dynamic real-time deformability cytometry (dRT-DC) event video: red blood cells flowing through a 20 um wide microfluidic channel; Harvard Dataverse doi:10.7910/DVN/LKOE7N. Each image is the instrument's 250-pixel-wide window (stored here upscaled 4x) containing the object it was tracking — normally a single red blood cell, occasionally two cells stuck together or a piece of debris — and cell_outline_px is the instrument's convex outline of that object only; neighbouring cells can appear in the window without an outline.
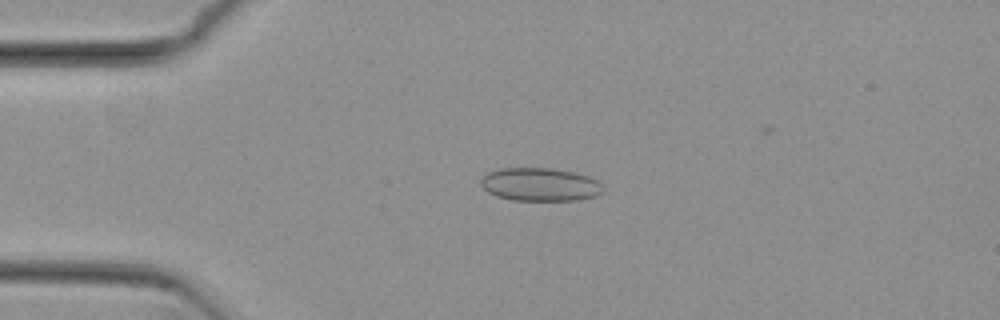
{"species": "common noctule bat (a hibernating species)", "species_latin": "Nyctalus noctula", "temperature_condition": "cold", "stored_images_in_passage": 52, "camera_frame_rate_fps": 3000, "um_per_image_px": 0.085, "animal": {"sex": "female", "body_mass_g": 29.2, "forearm_length_mm": 56.3}, "frame": {"image": 1, "passage_image": 11, "time_ms": 3.333, "image_size_px": [1000, 320], "cell_outline_px": [[604, 192], [596, 196], [576, 200], [512, 200], [496, 196], [488, 192], [480, 184], [480, 180], [488, 172], [500, 168], [552, 168], [572, 172], [588, 176], [596, 180], [604, 188]], "centroid_in_image_um": [45.9, 15.68], "position_along_channel_um": 39.1, "area_um2": 23.64}}
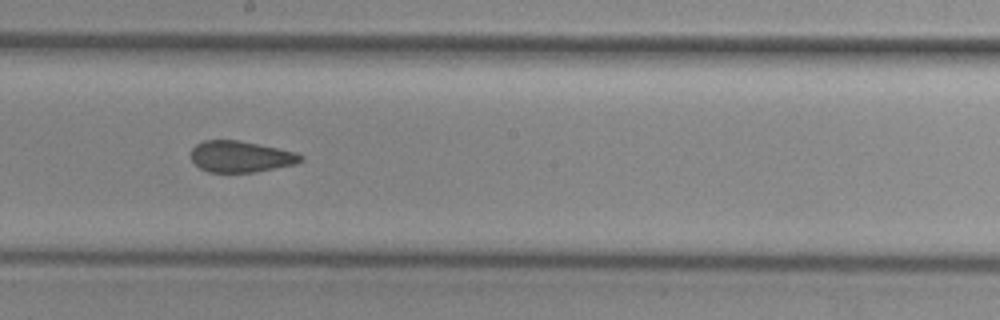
{"frame": {"image": 2, "passage_image": 28, "time_ms": 9.0, "image_size_px": [1000, 320], "cell_outline_px": [[304, 160], [296, 164], [256, 172], [208, 172], [200, 168], [192, 160], [192, 148], [196, 144], [204, 140], [236, 140], [296, 152], [304, 156]], "centroid_in_image_um": [20.48, 13.32], "position_along_channel_um": 227.7, "area_um2": 19.88}}
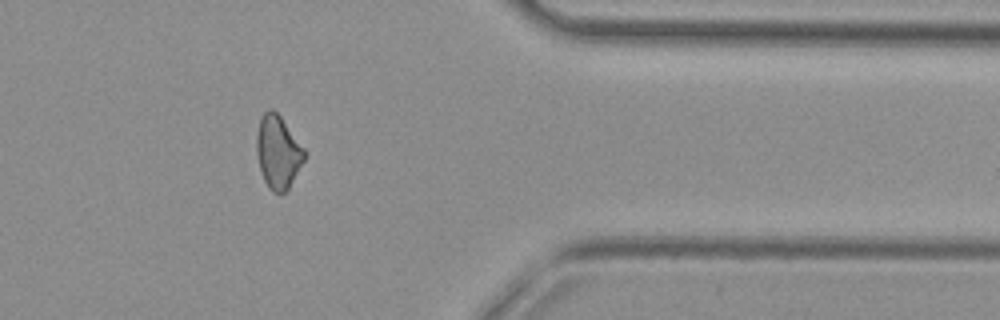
{"frame": {"image": 3, "passage_image": 42, "time_ms": 13.667, "image_size_px": [1000, 320], "cell_outline_px": [[304, 160], [288, 188], [284, 192], [272, 192], [268, 188], [260, 172], [256, 156], [256, 136], [260, 120], [264, 112], [268, 108], [272, 108], [280, 116], [304, 148]], "centroid_in_image_um": [23.59, 12.92], "position_along_channel_um": 387.8, "area_um2": 20.17}, "authors_computed_cell_mechanics": {"area_um2": 21.2704, "velocity_mm_per_s": 3.8421, "shape_relaxation_time_tau1_ms": null, "shape_relaxation_time_tau2_ms": 2.1032, "deformation_change_tau1": null, "deformation_change_tau2": 0.1007}}